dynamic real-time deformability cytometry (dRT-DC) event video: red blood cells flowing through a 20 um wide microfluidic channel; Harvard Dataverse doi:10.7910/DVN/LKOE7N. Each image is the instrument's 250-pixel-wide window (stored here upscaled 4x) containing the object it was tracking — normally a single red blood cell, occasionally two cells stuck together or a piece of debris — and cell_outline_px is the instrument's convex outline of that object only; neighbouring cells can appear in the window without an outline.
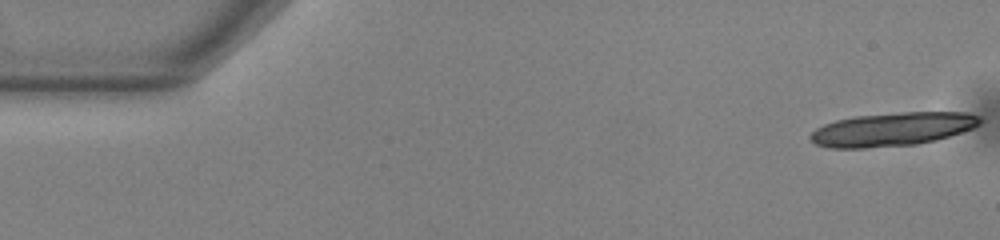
{"species": "common noctule bat (a hibernating species)", "species_latin": "Nyctalus noctula", "temperature_condition": "warm", "stored_images_in_passage": 17, "camera_frame_rate_fps": 3000, "um_per_image_px": 0.085, "animal": {"sex": "male", "body_mass_g": 13.0, "forearm_length_mm": 53.1}, "frame": {"image": 1, "passage_image": 1, "time_ms": 0.0, "image_size_px": [1000, 240], "cell_outline_px": [[984, 120], [980, 124], [972, 128], [936, 140], [916, 144], [864, 148], [828, 148], [816, 144], [808, 136], [816, 128], [824, 124], [836, 120], [856, 116], [904, 112], [964, 112], [980, 116]], "centroid_in_image_um": [75.85, 10.98], "position_along_channel_um": 9.1, "area_um2": 33.06}}